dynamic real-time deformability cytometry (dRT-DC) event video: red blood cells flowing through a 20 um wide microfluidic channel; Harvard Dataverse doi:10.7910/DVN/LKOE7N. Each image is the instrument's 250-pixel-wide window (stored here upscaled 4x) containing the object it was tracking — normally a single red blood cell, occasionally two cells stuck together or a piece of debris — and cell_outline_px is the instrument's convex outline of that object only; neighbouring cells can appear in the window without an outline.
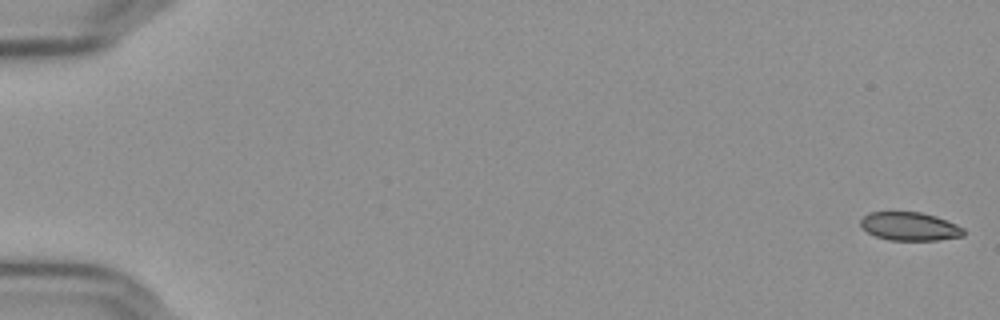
{"species": "Egyptian fruit bat (a non-hibernating species)", "species_latin": "Rousettus aegyptiacus", "temperature_condition": "cold", "stored_images_in_passage": 5, "camera_frame_rate_fps": 3000, "um_per_image_px": 0.085, "frame": {"image": 1, "passage_image": 1, "time_ms": 0.0, "image_size_px": [1000, 320], "cell_outline_px": [[964, 236], [940, 240], [888, 240], [876, 236], [868, 232], [860, 224], [860, 220], [868, 212], [920, 212], [936, 216], [956, 224], [964, 228]], "centroid_in_image_um": [77.34, 19.24], "position_along_channel_um": 7.7, "area_um2": 17.05}}
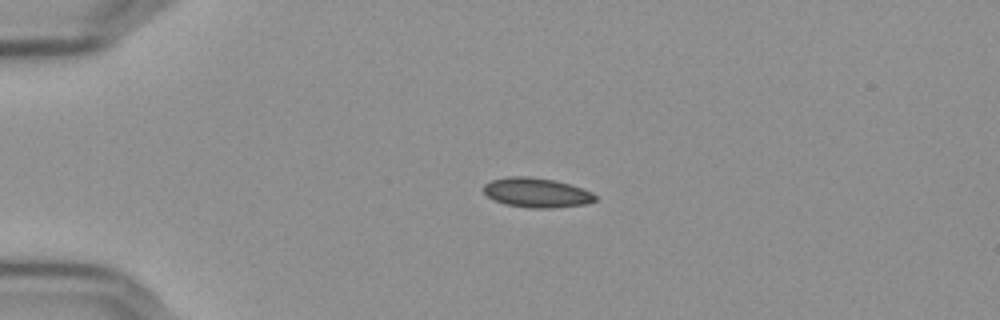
{"frame": {"image": 2, "passage_image": 4, "time_ms": 1.0, "image_size_px": [1000, 320], "cell_outline_px": [[596, 200], [584, 204], [552, 208], [528, 208], [504, 204], [488, 196], [484, 192], [484, 184], [492, 180], [508, 176], [528, 176], [556, 180], [592, 192], [596, 196]], "centroid_in_image_um": [45.59, 16.37], "position_along_channel_um": 39.4, "area_um2": 19.13}}